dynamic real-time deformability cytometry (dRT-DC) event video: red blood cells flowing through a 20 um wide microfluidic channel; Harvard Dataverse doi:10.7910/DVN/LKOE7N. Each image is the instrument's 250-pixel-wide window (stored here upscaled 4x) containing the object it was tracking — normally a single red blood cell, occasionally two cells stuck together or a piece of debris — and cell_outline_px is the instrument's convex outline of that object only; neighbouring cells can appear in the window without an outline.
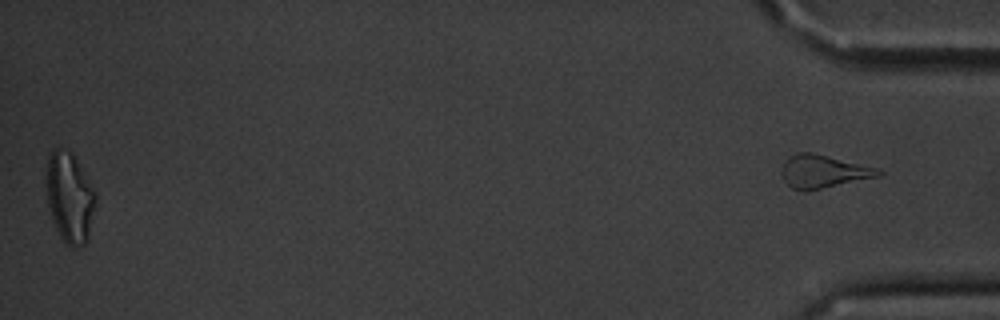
{"species": "common noctule bat (a hibernating species)", "species_latin": "Nyctalus noctula", "temperature_condition": "cold", "stored_images_in_passage": 47, "segment_of_instrument_passage": [2, 2], "camera_frame_rate_fps": 3000, "um_per_image_px": 0.085, "animal": {"sex": "male", "body_mass_g": 20.1, "forearm_length_mm": 53.5}, "frame": {"image": 1, "passage_image": 47, "time_ms": 15.333, "image_size_px": [1000, 320], "cell_outline_px": [[884, 172], [880, 176], [804, 192], [792, 188], [784, 180], [780, 172], [780, 168], [784, 160], [788, 156], [796, 152], [812, 152], [876, 168]], "centroid_in_image_um": [69.9, 14.57], "position_along_channel_um": 365.3, "area_um2": 18.67}}